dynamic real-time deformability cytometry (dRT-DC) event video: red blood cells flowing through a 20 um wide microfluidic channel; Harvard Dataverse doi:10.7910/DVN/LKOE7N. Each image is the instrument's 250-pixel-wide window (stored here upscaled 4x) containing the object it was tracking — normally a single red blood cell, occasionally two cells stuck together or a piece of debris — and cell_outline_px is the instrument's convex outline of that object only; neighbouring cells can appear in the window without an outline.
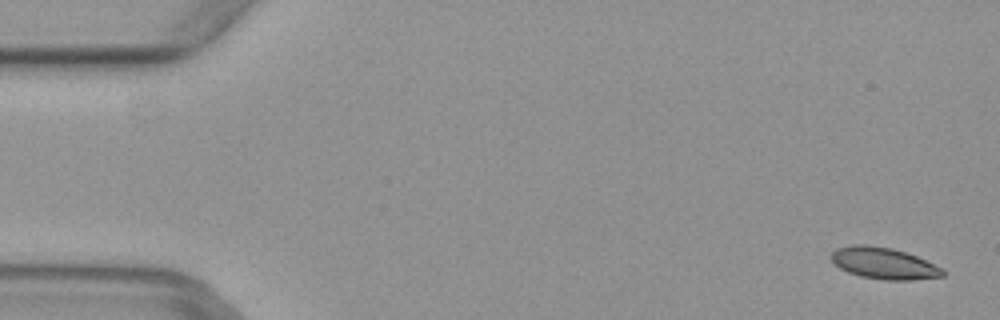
{"species": "common noctule bat (a hibernating species)", "species_latin": "Nyctalus noctula", "temperature_condition": "warm", "stored_images_in_passage": 6, "camera_frame_rate_fps": 3000, "um_per_image_px": 0.085, "animal": {"sex": "female", "body_mass_g": 29.2, "forearm_length_mm": 56.3}, "frame": {"image": 1, "passage_image": 1, "time_ms": 0.0, "image_size_px": [1000, 320], "cell_outline_px": [[944, 276], [912, 280], [884, 280], [860, 276], [848, 272], [840, 268], [828, 256], [836, 248], [852, 244], [868, 244], [892, 248], [916, 256], [944, 268]], "centroid_in_image_um": [75.11, 22.37], "position_along_channel_um": 9.9, "area_um2": 20.63}}
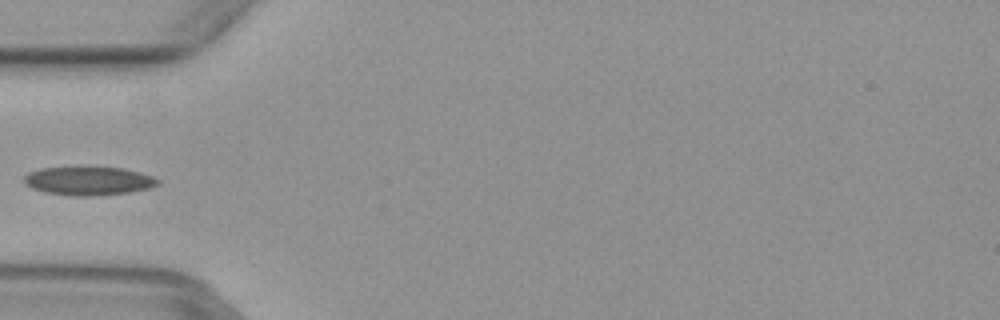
{"frame": {"image": 2, "passage_image": 5, "time_ms": 1.333, "image_size_px": [1000, 320], "cell_outline_px": [[160, 184], [148, 188], [128, 192], [92, 196], [76, 196], [44, 192], [32, 188], [24, 184], [24, 176], [28, 172], [40, 168], [80, 164], [120, 168], [140, 172], [152, 176], [160, 180]], "centroid_in_image_um": [7.47, 15.32], "position_along_channel_um": 77.5, "area_um2": 23.12}}
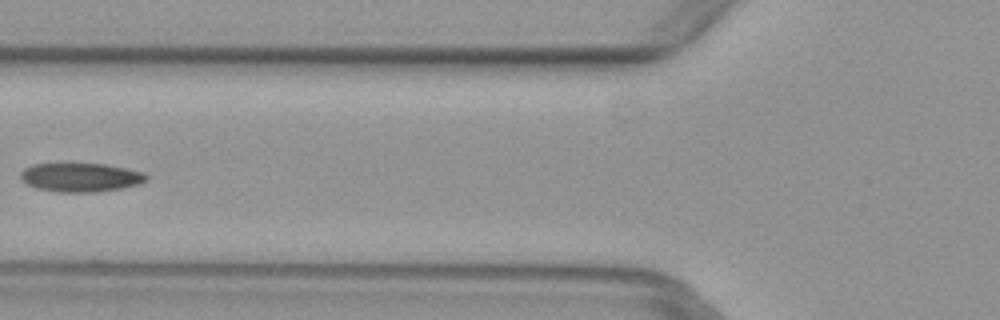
{"frame": {"image": 3, "passage_image": 6, "time_ms": 1.667, "image_size_px": [1000, 320], "cell_outline_px": [[148, 180], [140, 184], [120, 188], [96, 192], [60, 192], [36, 188], [24, 184], [20, 180], [20, 172], [24, 168], [32, 164], [104, 164], [128, 168], [144, 172], [148, 176]], "centroid_in_image_um": [6.84, 15.08], "position_along_channel_um": 119.0, "area_um2": 21.33}}